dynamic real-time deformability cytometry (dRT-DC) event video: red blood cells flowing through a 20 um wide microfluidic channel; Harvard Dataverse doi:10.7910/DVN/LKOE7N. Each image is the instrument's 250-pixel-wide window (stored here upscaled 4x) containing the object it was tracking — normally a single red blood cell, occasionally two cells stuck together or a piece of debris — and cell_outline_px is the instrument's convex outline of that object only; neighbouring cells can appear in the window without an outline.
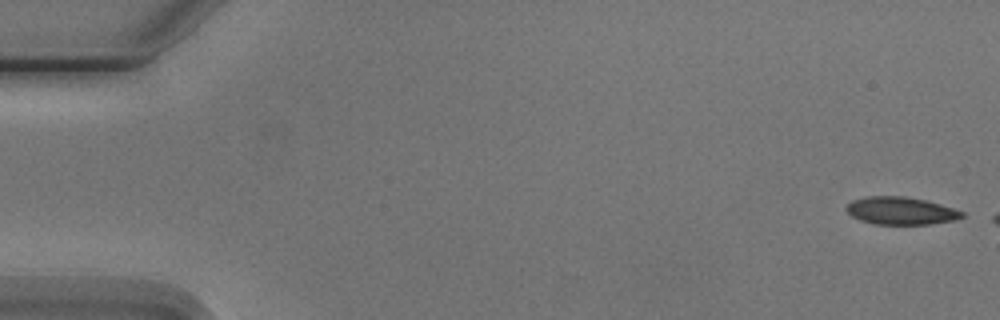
{"species": "Egyptian fruit bat (a non-hibernating species)", "species_latin": "Rousettus aegyptiacus", "temperature_condition": "cold", "stored_images_in_passage": 6, "camera_frame_rate_fps": 3000, "um_per_image_px": 0.085, "animal": {"sex": "male"}, "frame": {"image": 1, "passage_image": 1, "time_ms": 0.0, "image_size_px": [1000, 320], "cell_outline_px": [[964, 216], [956, 220], [928, 224], [872, 224], [860, 220], [852, 216], [844, 208], [852, 200], [864, 196], [904, 196], [924, 200], [940, 204], [964, 212]], "centroid_in_image_um": [76.54, 17.91], "position_along_channel_um": 8.5, "area_um2": 18.61}}
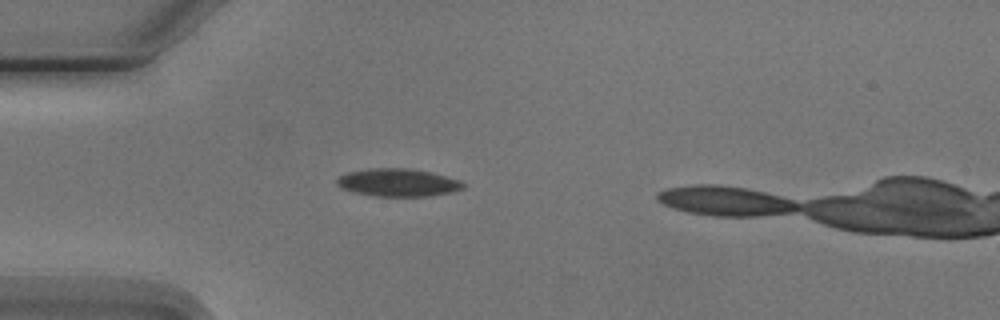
{"frame": {"image": 2, "passage_image": 5, "time_ms": 4.667, "image_size_px": [1000, 320], "cell_outline_px": [[464, 188], [452, 192], [428, 196], [376, 196], [352, 192], [340, 188], [336, 184], [336, 180], [340, 176], [348, 172], [372, 168], [408, 168], [432, 172], [460, 180], [464, 184]], "centroid_in_image_um": [33.82, 15.52], "position_along_channel_um": 51.2, "area_um2": 20.52}}